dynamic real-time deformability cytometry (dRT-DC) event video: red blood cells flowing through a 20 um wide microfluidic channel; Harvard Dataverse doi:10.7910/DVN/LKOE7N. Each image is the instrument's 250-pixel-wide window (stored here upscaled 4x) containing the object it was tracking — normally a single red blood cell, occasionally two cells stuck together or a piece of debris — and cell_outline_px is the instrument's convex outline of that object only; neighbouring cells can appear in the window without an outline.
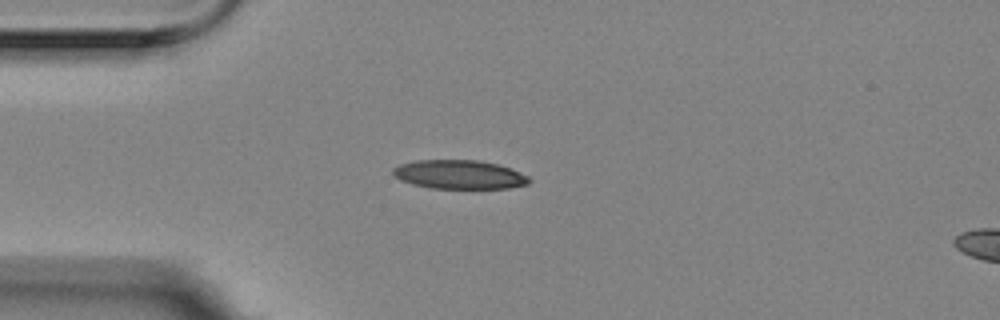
{"species": "Egyptian fruit bat (a non-hibernating species)", "species_latin": "Rousettus aegyptiacus", "temperature_condition": "room temperature", "stored_images_in_passage": 40, "camera_frame_rate_fps": 3000, "um_per_image_px": 0.085, "animal": {"sex": "female"}, "frame": {"image": 1, "passage_image": 1, "time_ms": 0.0, "image_size_px": [1000, 320], "cell_outline_px": [[532, 180], [528, 184], [508, 188], [428, 188], [412, 184], [400, 180], [392, 176], [392, 168], [400, 164], [416, 160], [480, 160], [500, 164], [528, 176]], "centroid_in_image_um": [39.01, 14.83], "position_along_channel_um": 46.0, "area_um2": 23.12}}
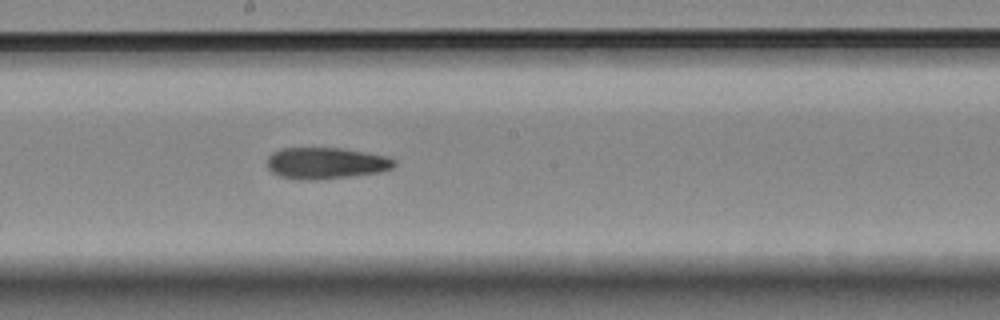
{"frame": {"image": 2, "passage_image": 17, "time_ms": 5.333, "image_size_px": [1000, 320], "cell_outline_px": [[396, 164], [392, 168], [380, 172], [316, 180], [300, 180], [280, 176], [272, 172], [268, 168], [268, 156], [272, 152], [280, 148], [344, 148], [388, 156], [396, 160]], "centroid_in_image_um": [27.71, 13.86], "position_along_channel_um": 220.5, "area_um2": 23.41}}
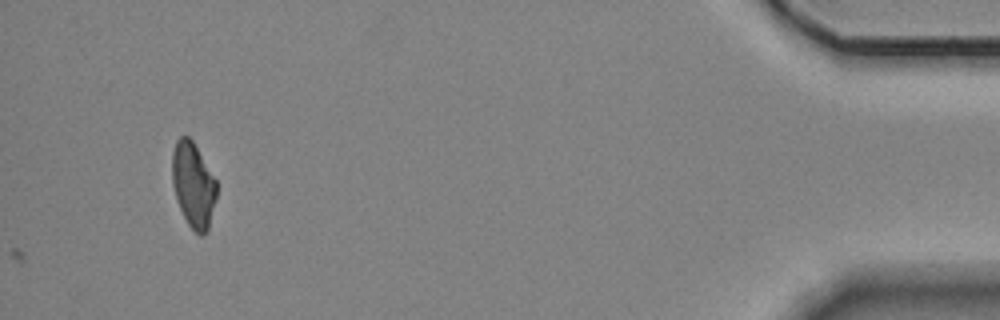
{"frame": {"image": 3, "passage_image": 40, "time_ms": 13.0, "image_size_px": [1000, 320], "cell_outline_px": [[216, 200], [208, 228], [200, 236], [188, 224], [176, 200], [172, 184], [172, 152], [176, 140], [180, 136], [188, 136], [192, 140], [216, 180]], "centroid_in_image_um": [16.41, 15.69], "position_along_channel_um": 418.8, "area_um2": 21.85}, "authors_computed_cell_mechanics": {"area_um2": 23.3512, "velocity_mm_per_s": 3.5364, "shape_relaxation_time_tau1_ms": null, "shape_relaxation_time_tau2_ms": 4.344, "deformation_change_tau1": null, "deformation_change_tau2": 0.1205}}